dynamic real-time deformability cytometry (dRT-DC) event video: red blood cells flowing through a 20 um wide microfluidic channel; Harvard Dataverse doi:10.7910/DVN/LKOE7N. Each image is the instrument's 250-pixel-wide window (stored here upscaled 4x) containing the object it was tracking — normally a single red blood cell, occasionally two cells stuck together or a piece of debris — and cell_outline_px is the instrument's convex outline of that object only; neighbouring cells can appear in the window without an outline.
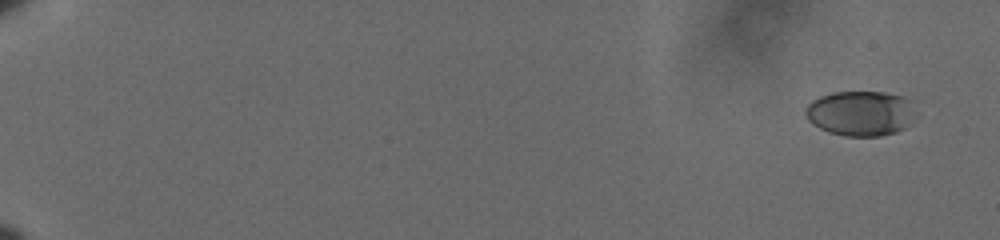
{"species": "human", "species_latin": "Homo sapiens", "temperature_condition": "cold", "stored_images_in_passage": 59, "camera_frame_rate_fps": 3000, "um_per_image_px": 0.085, "donor": {"sex": "male"}, "frame": {"image": 1, "passage_image": 1, "time_ms": 0.0, "image_size_px": [1000, 240], "cell_outline_px": [[912, 100], [904, 128], [896, 132], [880, 136], [844, 136], [828, 132], [812, 124], [808, 120], [804, 112], [808, 104], [812, 100], [820, 96], [832, 92], [884, 92], [900, 96]], "centroid_in_image_um": [73.02, 9.63], "position_along_channel_um": 12.0, "area_um2": 28.32}}
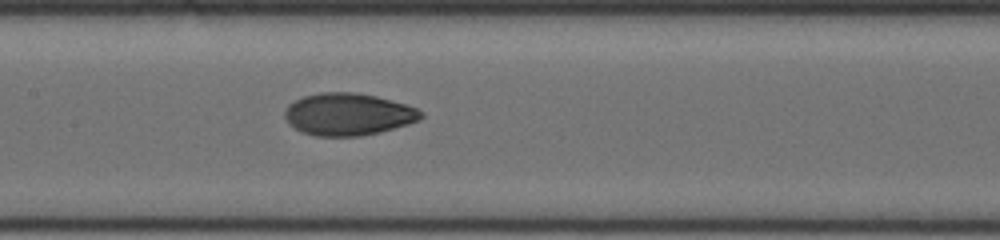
{"frame": {"image": 2, "passage_image": 32, "time_ms": 10.333, "image_size_px": [1000, 240], "cell_outline_px": [[424, 116], [420, 120], [408, 124], [380, 132], [360, 136], [316, 136], [300, 132], [288, 124], [284, 116], [284, 112], [288, 104], [304, 96], [320, 92], [356, 92], [376, 96], [404, 104], [416, 108], [424, 112]], "centroid_in_image_um": [29.57, 9.72], "position_along_channel_um": 177.8, "area_um2": 33.7}}
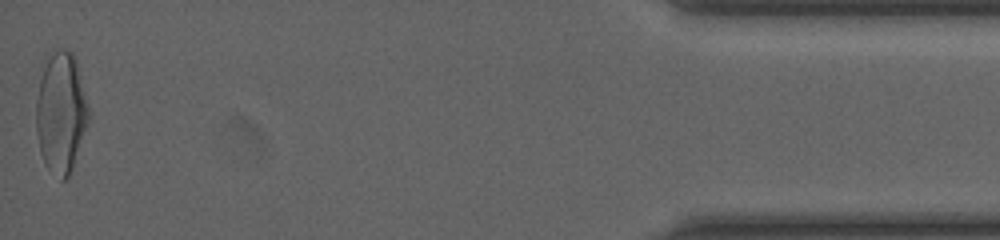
{"frame": {"image": 3, "passage_image": 59, "time_ms": 19.333, "image_size_px": [1000, 240], "cell_outline_px": [[88, 120], [72, 168], [68, 176], [64, 180], [60, 180], [44, 164], [40, 152], [36, 132], [36, 100], [40, 80], [48, 52], [72, 52], [76, 60], [88, 108]], "centroid_in_image_um": [5.15, 9.6], "position_along_channel_um": 430.1, "area_um2": 36.18}, "authors_computed_cell_mechanics": {"area_um2": 32.1368, "velocity_mm_per_s": 3.6089, "shape_relaxation_time_tau1_ms": 4.4819, "shape_relaxation_time_tau2_ms": 1.3344, "deformation_change_tau1": 0.1685, "deformation_change_tau2": 0.0516}}